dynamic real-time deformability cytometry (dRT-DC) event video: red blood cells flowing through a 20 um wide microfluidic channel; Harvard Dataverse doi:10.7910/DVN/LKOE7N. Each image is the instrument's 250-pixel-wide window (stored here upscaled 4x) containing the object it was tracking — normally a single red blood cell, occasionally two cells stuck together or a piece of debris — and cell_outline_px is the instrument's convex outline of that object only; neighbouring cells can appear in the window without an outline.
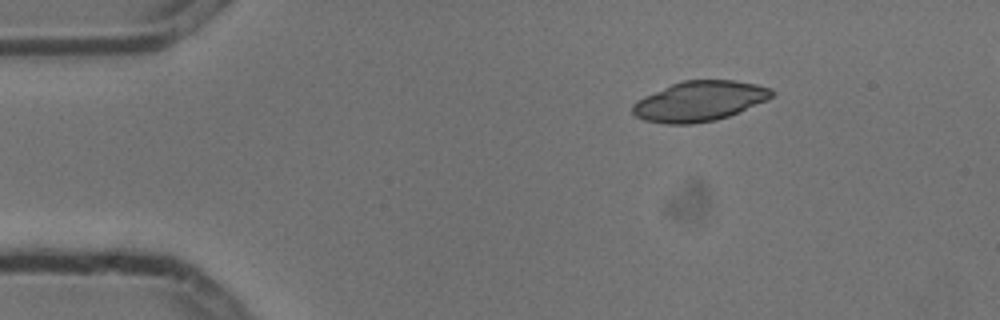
{"species": "common noctule bat (a hibernating species)", "species_latin": "Nyctalus noctula", "temperature_condition": "cold", "stored_images_in_passage": 5, "camera_frame_rate_fps": 3000, "um_per_image_px": 0.085, "animal": {"sex": "male", "body_mass_g": 13.3}, "frame": {"image": 1, "passage_image": 3, "time_ms": 0.667, "image_size_px": [1000, 320], "cell_outline_px": [[776, 92], [768, 100], [728, 116], [716, 120], [692, 124], [664, 124], [644, 120], [636, 116], [632, 112], [632, 104], [636, 100], [644, 96], [680, 80], [736, 80], [756, 84], [772, 88]], "centroid_in_image_um": [59.46, 8.59], "position_along_channel_um": 25.5, "area_um2": 32.71}}